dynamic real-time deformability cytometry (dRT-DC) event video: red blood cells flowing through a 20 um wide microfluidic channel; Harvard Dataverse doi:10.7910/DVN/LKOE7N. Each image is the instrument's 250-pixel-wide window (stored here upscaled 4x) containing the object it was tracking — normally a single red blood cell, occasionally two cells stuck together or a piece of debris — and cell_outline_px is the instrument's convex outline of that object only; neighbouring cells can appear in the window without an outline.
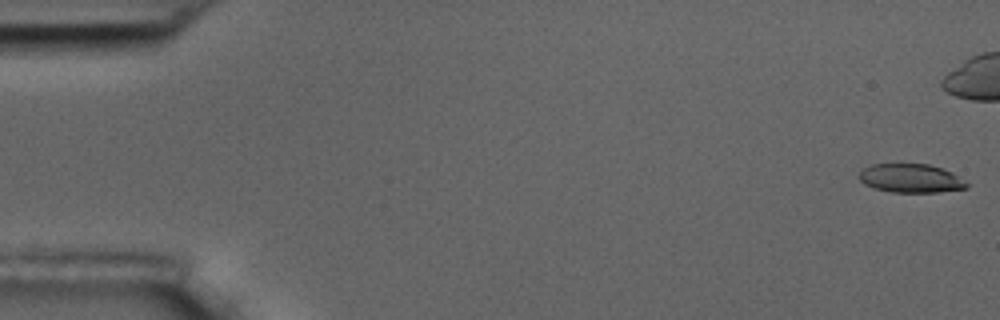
{"species": "common noctule bat (a hibernating species)", "species_latin": "Nyctalus noctula", "temperature_condition": "room temperature", "stored_images_in_passage": 45, "camera_frame_rate_fps": 3000, "um_per_image_px": 0.085, "animal": {"sex": "male", "body_mass_g": 17.5, "forearm_length_mm": 52.3}, "frame": {"image": 1, "passage_image": 1, "time_ms": 0.0, "image_size_px": [1000, 320], "cell_outline_px": [[972, 184], [968, 188], [936, 192], [892, 192], [872, 188], [864, 184], [856, 176], [864, 168], [872, 164], [928, 164], [952, 172]], "centroid_in_image_um": [77.43, 15.16], "position_along_channel_um": 7.6, "area_um2": 18.21}}
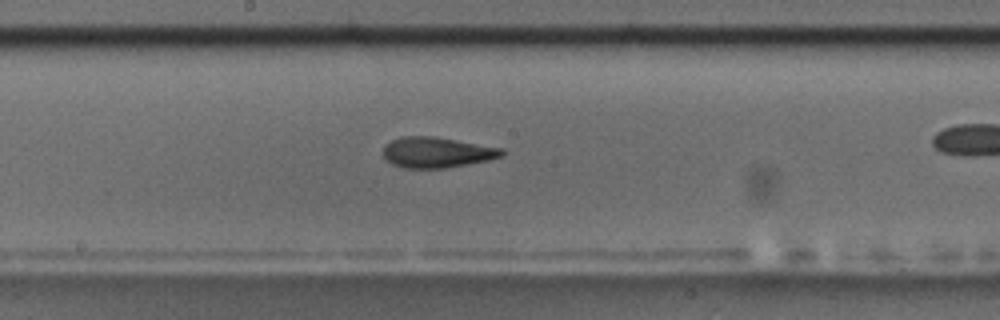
{"frame": {"image": 2, "passage_image": 30, "time_ms": 9.667, "image_size_px": [1000, 320], "cell_outline_px": [[504, 156], [488, 160], [468, 164], [444, 168], [404, 168], [392, 164], [384, 160], [384, 144], [400, 136], [436, 136], [504, 148]], "centroid_in_image_um": [37.13, 12.94], "position_along_channel_um": 211.1, "area_um2": 21.44}}
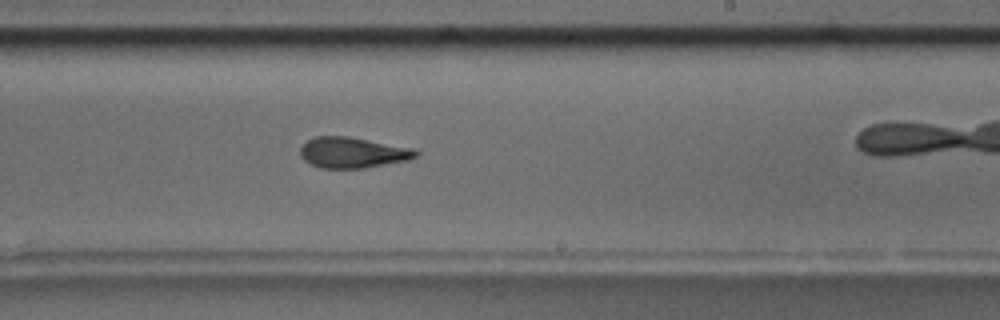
{"frame": {"image": 3, "passage_image": 34, "time_ms": 11.0, "image_size_px": [1000, 320], "cell_outline_px": [[420, 152], [416, 156], [408, 160], [364, 168], [320, 168], [304, 160], [300, 156], [300, 148], [308, 140], [316, 136], [348, 136], [416, 148]], "centroid_in_image_um": [30.0, 12.96], "position_along_channel_um": 259.0, "area_um2": 20.81}}